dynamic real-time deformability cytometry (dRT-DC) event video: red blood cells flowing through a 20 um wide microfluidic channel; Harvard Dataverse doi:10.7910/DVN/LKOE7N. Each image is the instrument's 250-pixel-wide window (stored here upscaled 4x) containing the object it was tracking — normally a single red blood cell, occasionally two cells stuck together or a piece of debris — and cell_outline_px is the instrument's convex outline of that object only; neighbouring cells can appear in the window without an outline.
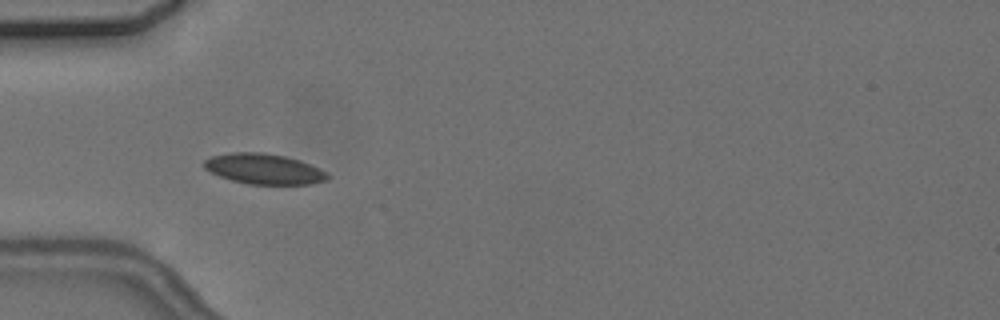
{"species": "common noctule bat (a hibernating species)", "species_latin": "Nyctalus noctula", "temperature_condition": "cold", "stored_images_in_passage": 5, "camera_frame_rate_fps": 3000, "um_per_image_px": 0.085, "animal": {"sex": "female", "body_mass_g": 24.6, "forearm_length_mm": 56.2}, "frame": {"image": 1, "passage_image": 5, "time_ms": 5.333, "image_size_px": [1000, 320], "cell_outline_px": [[332, 176], [328, 180], [312, 184], [248, 184], [232, 180], [220, 176], [204, 168], [204, 160], [212, 156], [232, 152], [264, 152], [284, 156], [300, 160], [320, 168], [328, 172]], "centroid_in_image_um": [22.5, 14.36], "position_along_channel_um": 62.5, "area_um2": 22.02}}